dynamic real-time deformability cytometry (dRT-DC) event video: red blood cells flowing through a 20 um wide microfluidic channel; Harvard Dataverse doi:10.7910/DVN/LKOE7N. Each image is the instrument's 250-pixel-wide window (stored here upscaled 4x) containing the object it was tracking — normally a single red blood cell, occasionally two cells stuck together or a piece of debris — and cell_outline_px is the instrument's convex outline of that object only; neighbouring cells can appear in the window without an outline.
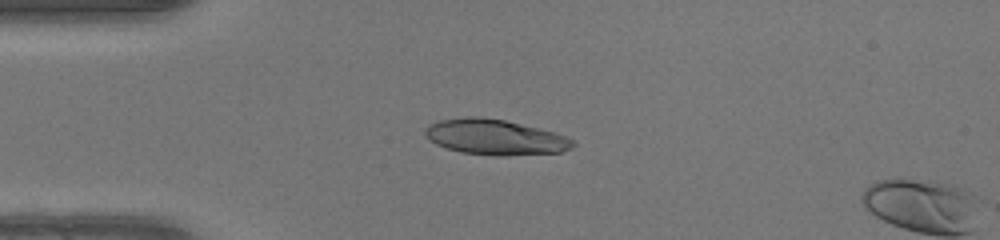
{"species": "human", "species_latin": "Homo sapiens", "temperature_condition": "warm", "stored_images_in_passage": 5, "camera_frame_rate_fps": 3000, "um_per_image_px": 0.085, "donor": {"sex": "female"}, "frame": {"image": 1, "passage_image": 2, "time_ms": 0.333, "image_size_px": [1000, 240], "cell_outline_px": [[576, 144], [572, 148], [560, 152], [504, 156], [492, 156], [460, 152], [436, 144], [424, 132], [424, 128], [428, 124], [440, 120], [468, 116], [480, 116], [504, 120], [540, 128], [556, 132], [576, 140]], "centroid_in_image_um": [42.12, 11.65], "position_along_channel_um": 42.9, "area_um2": 30.75}}